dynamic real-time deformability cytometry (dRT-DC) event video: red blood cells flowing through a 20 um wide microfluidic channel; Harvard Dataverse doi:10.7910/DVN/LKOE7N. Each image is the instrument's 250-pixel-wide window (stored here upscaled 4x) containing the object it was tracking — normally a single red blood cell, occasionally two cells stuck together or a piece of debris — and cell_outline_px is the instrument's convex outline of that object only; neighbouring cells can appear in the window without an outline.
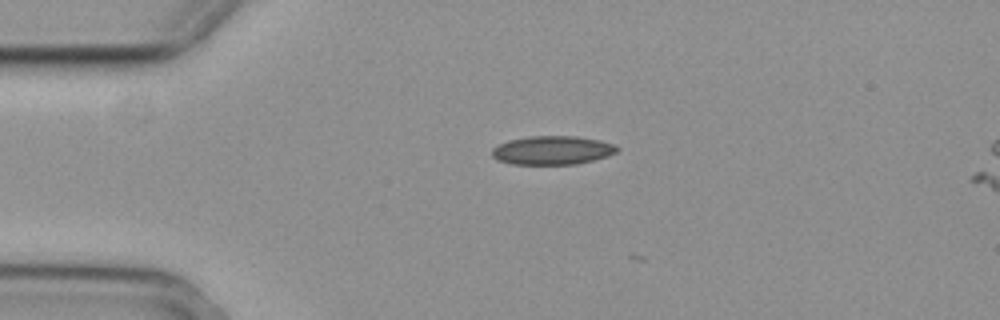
{"species": "common noctule bat (a hibernating species)", "species_latin": "Nyctalus noctula", "temperature_condition": "cold", "stored_images_in_passage": 6, "camera_frame_rate_fps": 3000, "um_per_image_px": 0.085, "animal": {"sex": "female", "body_mass_g": 29.2, "forearm_length_mm": 56.3}, "frame": {"image": 1, "passage_image": 1, "time_ms": 0.0, "image_size_px": [1000, 320], "cell_outline_px": [[620, 148], [616, 152], [608, 156], [576, 164], [512, 164], [496, 160], [492, 156], [492, 148], [508, 140], [528, 136], [576, 136], [600, 140], [616, 144]], "centroid_in_image_um": [46.96, 12.77], "position_along_channel_um": 38.0, "area_um2": 21.04}}